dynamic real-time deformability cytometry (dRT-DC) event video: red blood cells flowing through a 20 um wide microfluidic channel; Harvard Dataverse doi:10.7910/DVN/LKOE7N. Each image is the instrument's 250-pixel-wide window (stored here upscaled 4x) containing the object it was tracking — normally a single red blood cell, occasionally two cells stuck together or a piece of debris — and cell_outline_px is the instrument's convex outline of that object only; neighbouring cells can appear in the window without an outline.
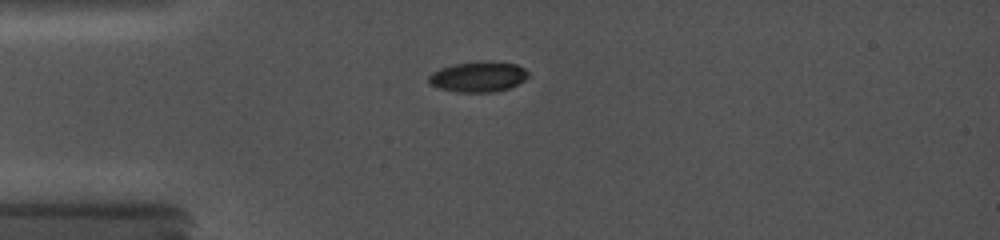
{"species": "common noctule bat (a hibernating species)", "species_latin": "Nyctalus noctula", "temperature_condition": "cold", "stored_images_in_passage": 23, "camera_frame_rate_fps": 5000, "um_per_image_px": 0.085, "animal": {"sex": "female", "body_mass_g": 19.0, "forearm_length_mm": 56.7}, "frame": {"image": 1, "passage_image": 1, "time_ms": 0.0, "image_size_px": [1000, 240], "cell_outline_px": [[528, 76], [524, 80], [508, 88], [496, 92], [456, 92], [440, 88], [428, 84], [428, 76], [432, 72], [440, 68], [456, 64], [516, 64], [524, 68], [528, 72]], "centroid_in_image_um": [40.6, 6.58], "position_along_channel_um": 44.4, "area_um2": 16.82}}
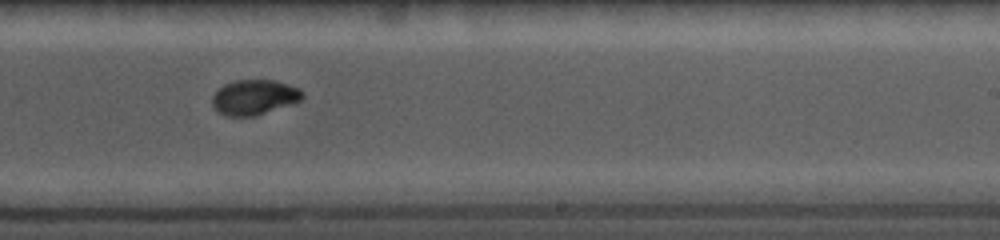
{"frame": {"image": 2, "passage_image": 14, "time_ms": 6.4, "image_size_px": [1000, 240], "cell_outline_px": [[304, 96], [300, 100], [256, 116], [224, 116], [212, 104], [212, 96], [224, 84], [236, 80], [276, 80], [300, 88], [304, 92]], "centroid_in_image_um": [21.62, 8.26], "position_along_channel_um": 267.4, "area_um2": 18.32}}
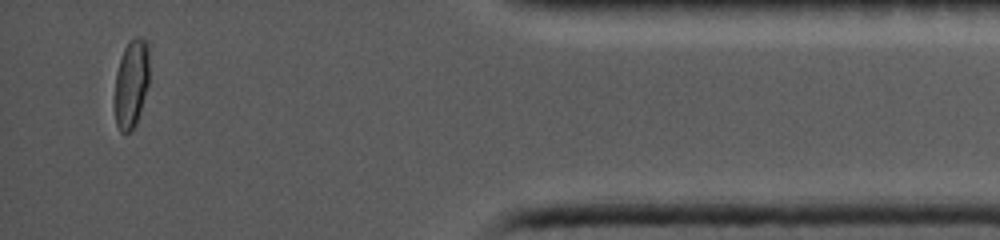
{"frame": {"image": 3, "passage_image": 22, "time_ms": 11.4, "image_size_px": [1000, 240], "cell_outline_px": [[148, 84], [140, 112], [136, 124], [128, 132], [120, 132], [116, 124], [116, 72], [124, 48], [128, 40], [136, 36], [140, 36], [148, 44]], "centroid_in_image_um": [11.17, 7.06], "position_along_channel_um": 424.0, "area_um2": 17.51}}